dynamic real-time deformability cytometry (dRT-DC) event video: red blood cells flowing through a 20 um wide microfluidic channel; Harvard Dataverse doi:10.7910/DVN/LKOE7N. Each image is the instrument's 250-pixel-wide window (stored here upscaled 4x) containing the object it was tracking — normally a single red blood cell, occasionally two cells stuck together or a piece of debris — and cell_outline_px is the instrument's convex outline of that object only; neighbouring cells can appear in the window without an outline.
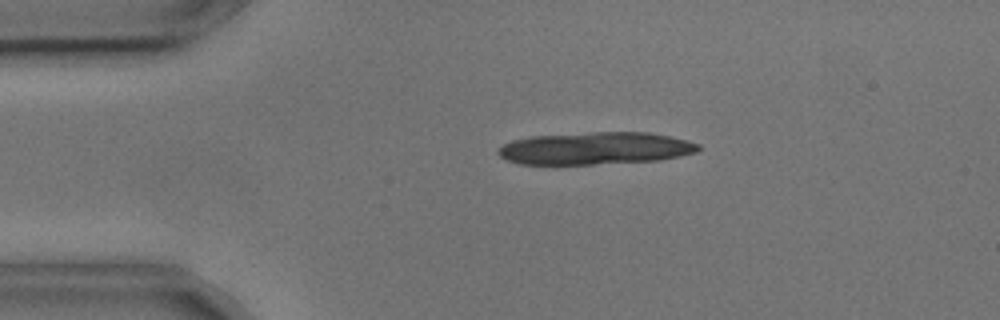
{"species": "common noctule bat (a hibernating species)", "species_latin": "Nyctalus noctula", "temperature_condition": "cold", "stored_images_in_passage": 3, "camera_frame_rate_fps": 3000, "um_per_image_px": 0.085, "animal": {"sex": "male", "body_mass_g": 17.9, "forearm_length_mm": 54.2}, "frame": {"image": 1, "passage_image": 1, "time_ms": 0.0, "image_size_px": [1000, 320], "cell_outline_px": [[700, 148], [696, 152], [680, 156], [660, 160], [592, 164], [520, 164], [508, 160], [500, 156], [496, 152], [504, 144], [512, 140], [532, 136], [592, 132], [648, 132], [672, 136], [688, 140], [700, 144]], "centroid_in_image_um": [50.64, 12.6], "position_along_channel_um": 34.4, "area_um2": 37.8}}